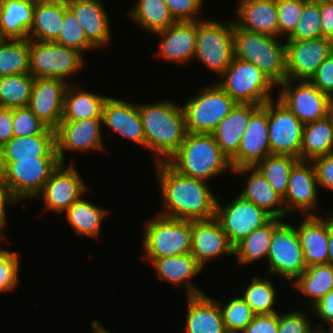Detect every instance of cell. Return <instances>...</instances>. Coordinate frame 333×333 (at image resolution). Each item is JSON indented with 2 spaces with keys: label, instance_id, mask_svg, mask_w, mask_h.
Returning a JSON list of instances; mask_svg holds the SVG:
<instances>
[{
  "label": "cell",
  "instance_id": "cell-47",
  "mask_svg": "<svg viewBox=\"0 0 333 333\" xmlns=\"http://www.w3.org/2000/svg\"><path fill=\"white\" fill-rule=\"evenodd\" d=\"M13 135L24 137L41 133H55L54 129L44 124L30 109L26 107L13 108Z\"/></svg>",
  "mask_w": 333,
  "mask_h": 333
},
{
  "label": "cell",
  "instance_id": "cell-41",
  "mask_svg": "<svg viewBox=\"0 0 333 333\" xmlns=\"http://www.w3.org/2000/svg\"><path fill=\"white\" fill-rule=\"evenodd\" d=\"M299 159L289 155L270 154L255 167L265 177L270 186L285 197L290 172Z\"/></svg>",
  "mask_w": 333,
  "mask_h": 333
},
{
  "label": "cell",
  "instance_id": "cell-16",
  "mask_svg": "<svg viewBox=\"0 0 333 333\" xmlns=\"http://www.w3.org/2000/svg\"><path fill=\"white\" fill-rule=\"evenodd\" d=\"M60 163L52 172L41 192L35 197L43 199L45 209L58 214L65 212L74 202L83 197L87 189L84 179L74 165Z\"/></svg>",
  "mask_w": 333,
  "mask_h": 333
},
{
  "label": "cell",
  "instance_id": "cell-61",
  "mask_svg": "<svg viewBox=\"0 0 333 333\" xmlns=\"http://www.w3.org/2000/svg\"><path fill=\"white\" fill-rule=\"evenodd\" d=\"M91 325L94 329V333H111L110 331H107L106 328H103V326L97 320H93Z\"/></svg>",
  "mask_w": 333,
  "mask_h": 333
},
{
  "label": "cell",
  "instance_id": "cell-19",
  "mask_svg": "<svg viewBox=\"0 0 333 333\" xmlns=\"http://www.w3.org/2000/svg\"><path fill=\"white\" fill-rule=\"evenodd\" d=\"M318 182L316 172L311 161L299 160L292 168L288 187L283 198L286 215L295 210L306 216L317 215L311 213L318 205ZM309 213V214H308Z\"/></svg>",
  "mask_w": 333,
  "mask_h": 333
},
{
  "label": "cell",
  "instance_id": "cell-37",
  "mask_svg": "<svg viewBox=\"0 0 333 333\" xmlns=\"http://www.w3.org/2000/svg\"><path fill=\"white\" fill-rule=\"evenodd\" d=\"M280 218L272 217L266 224L255 229L250 235L234 247V256L239 264H249L262 260L269 252L273 230L282 222Z\"/></svg>",
  "mask_w": 333,
  "mask_h": 333
},
{
  "label": "cell",
  "instance_id": "cell-51",
  "mask_svg": "<svg viewBox=\"0 0 333 333\" xmlns=\"http://www.w3.org/2000/svg\"><path fill=\"white\" fill-rule=\"evenodd\" d=\"M312 327L308 316L299 309L279 314L278 333H309Z\"/></svg>",
  "mask_w": 333,
  "mask_h": 333
},
{
  "label": "cell",
  "instance_id": "cell-7",
  "mask_svg": "<svg viewBox=\"0 0 333 333\" xmlns=\"http://www.w3.org/2000/svg\"><path fill=\"white\" fill-rule=\"evenodd\" d=\"M236 104L217 83L203 87L199 94L182 105L187 132L212 134Z\"/></svg>",
  "mask_w": 333,
  "mask_h": 333
},
{
  "label": "cell",
  "instance_id": "cell-43",
  "mask_svg": "<svg viewBox=\"0 0 333 333\" xmlns=\"http://www.w3.org/2000/svg\"><path fill=\"white\" fill-rule=\"evenodd\" d=\"M275 288L267 277L254 276L241 297L248 303L256 315L276 313Z\"/></svg>",
  "mask_w": 333,
  "mask_h": 333
},
{
  "label": "cell",
  "instance_id": "cell-26",
  "mask_svg": "<svg viewBox=\"0 0 333 333\" xmlns=\"http://www.w3.org/2000/svg\"><path fill=\"white\" fill-rule=\"evenodd\" d=\"M184 333H228L219 301L208 294L188 296Z\"/></svg>",
  "mask_w": 333,
  "mask_h": 333
},
{
  "label": "cell",
  "instance_id": "cell-42",
  "mask_svg": "<svg viewBox=\"0 0 333 333\" xmlns=\"http://www.w3.org/2000/svg\"><path fill=\"white\" fill-rule=\"evenodd\" d=\"M35 78L30 73L0 77V107H26Z\"/></svg>",
  "mask_w": 333,
  "mask_h": 333
},
{
  "label": "cell",
  "instance_id": "cell-21",
  "mask_svg": "<svg viewBox=\"0 0 333 333\" xmlns=\"http://www.w3.org/2000/svg\"><path fill=\"white\" fill-rule=\"evenodd\" d=\"M198 263L205 267L206 262L222 254L234 255V247L216 218L191 221V252Z\"/></svg>",
  "mask_w": 333,
  "mask_h": 333
},
{
  "label": "cell",
  "instance_id": "cell-48",
  "mask_svg": "<svg viewBox=\"0 0 333 333\" xmlns=\"http://www.w3.org/2000/svg\"><path fill=\"white\" fill-rule=\"evenodd\" d=\"M279 37L288 39L295 31L304 8V0H276Z\"/></svg>",
  "mask_w": 333,
  "mask_h": 333
},
{
  "label": "cell",
  "instance_id": "cell-1",
  "mask_svg": "<svg viewBox=\"0 0 333 333\" xmlns=\"http://www.w3.org/2000/svg\"><path fill=\"white\" fill-rule=\"evenodd\" d=\"M156 165L165 210L159 215L190 221L215 218L217 199L207 181L181 174L167 161Z\"/></svg>",
  "mask_w": 333,
  "mask_h": 333
},
{
  "label": "cell",
  "instance_id": "cell-12",
  "mask_svg": "<svg viewBox=\"0 0 333 333\" xmlns=\"http://www.w3.org/2000/svg\"><path fill=\"white\" fill-rule=\"evenodd\" d=\"M215 218L220 222L231 245L235 247L255 229L266 224L272 216L239 194L223 206L217 199Z\"/></svg>",
  "mask_w": 333,
  "mask_h": 333
},
{
  "label": "cell",
  "instance_id": "cell-40",
  "mask_svg": "<svg viewBox=\"0 0 333 333\" xmlns=\"http://www.w3.org/2000/svg\"><path fill=\"white\" fill-rule=\"evenodd\" d=\"M29 73V39H0V77Z\"/></svg>",
  "mask_w": 333,
  "mask_h": 333
},
{
  "label": "cell",
  "instance_id": "cell-6",
  "mask_svg": "<svg viewBox=\"0 0 333 333\" xmlns=\"http://www.w3.org/2000/svg\"><path fill=\"white\" fill-rule=\"evenodd\" d=\"M143 247L147 259H161L191 252V221L157 214L146 222Z\"/></svg>",
  "mask_w": 333,
  "mask_h": 333
},
{
  "label": "cell",
  "instance_id": "cell-57",
  "mask_svg": "<svg viewBox=\"0 0 333 333\" xmlns=\"http://www.w3.org/2000/svg\"><path fill=\"white\" fill-rule=\"evenodd\" d=\"M12 123L13 108L0 107V148L14 136Z\"/></svg>",
  "mask_w": 333,
  "mask_h": 333
},
{
  "label": "cell",
  "instance_id": "cell-9",
  "mask_svg": "<svg viewBox=\"0 0 333 333\" xmlns=\"http://www.w3.org/2000/svg\"><path fill=\"white\" fill-rule=\"evenodd\" d=\"M195 47L194 58L220 77L234 58L233 21L197 20Z\"/></svg>",
  "mask_w": 333,
  "mask_h": 333
},
{
  "label": "cell",
  "instance_id": "cell-17",
  "mask_svg": "<svg viewBox=\"0 0 333 333\" xmlns=\"http://www.w3.org/2000/svg\"><path fill=\"white\" fill-rule=\"evenodd\" d=\"M287 79L310 80L320 64L333 52V40L321 37L286 40Z\"/></svg>",
  "mask_w": 333,
  "mask_h": 333
},
{
  "label": "cell",
  "instance_id": "cell-25",
  "mask_svg": "<svg viewBox=\"0 0 333 333\" xmlns=\"http://www.w3.org/2000/svg\"><path fill=\"white\" fill-rule=\"evenodd\" d=\"M87 39L96 47H104L111 40L108 15L99 0H66Z\"/></svg>",
  "mask_w": 333,
  "mask_h": 333
},
{
  "label": "cell",
  "instance_id": "cell-27",
  "mask_svg": "<svg viewBox=\"0 0 333 333\" xmlns=\"http://www.w3.org/2000/svg\"><path fill=\"white\" fill-rule=\"evenodd\" d=\"M323 218L317 215H308L301 221L299 227H296L307 267L327 264L328 214Z\"/></svg>",
  "mask_w": 333,
  "mask_h": 333
},
{
  "label": "cell",
  "instance_id": "cell-30",
  "mask_svg": "<svg viewBox=\"0 0 333 333\" xmlns=\"http://www.w3.org/2000/svg\"><path fill=\"white\" fill-rule=\"evenodd\" d=\"M232 171L238 174L250 171L247 186L240 192L242 197L264 209L272 217L282 219L286 216L283 198L270 186L256 167H241Z\"/></svg>",
  "mask_w": 333,
  "mask_h": 333
},
{
  "label": "cell",
  "instance_id": "cell-31",
  "mask_svg": "<svg viewBox=\"0 0 333 333\" xmlns=\"http://www.w3.org/2000/svg\"><path fill=\"white\" fill-rule=\"evenodd\" d=\"M36 0H0V39H28Z\"/></svg>",
  "mask_w": 333,
  "mask_h": 333
},
{
  "label": "cell",
  "instance_id": "cell-52",
  "mask_svg": "<svg viewBox=\"0 0 333 333\" xmlns=\"http://www.w3.org/2000/svg\"><path fill=\"white\" fill-rule=\"evenodd\" d=\"M310 81L325 94L333 91V52L320 64Z\"/></svg>",
  "mask_w": 333,
  "mask_h": 333
},
{
  "label": "cell",
  "instance_id": "cell-2",
  "mask_svg": "<svg viewBox=\"0 0 333 333\" xmlns=\"http://www.w3.org/2000/svg\"><path fill=\"white\" fill-rule=\"evenodd\" d=\"M146 147L154 151L155 162H165L180 148L187 134L183 107L171 101L138 104Z\"/></svg>",
  "mask_w": 333,
  "mask_h": 333
},
{
  "label": "cell",
  "instance_id": "cell-36",
  "mask_svg": "<svg viewBox=\"0 0 333 333\" xmlns=\"http://www.w3.org/2000/svg\"><path fill=\"white\" fill-rule=\"evenodd\" d=\"M64 213L67 223L74 229L76 235L98 238L101 233V223L109 211L81 197Z\"/></svg>",
  "mask_w": 333,
  "mask_h": 333
},
{
  "label": "cell",
  "instance_id": "cell-54",
  "mask_svg": "<svg viewBox=\"0 0 333 333\" xmlns=\"http://www.w3.org/2000/svg\"><path fill=\"white\" fill-rule=\"evenodd\" d=\"M279 313L255 315L241 333H278Z\"/></svg>",
  "mask_w": 333,
  "mask_h": 333
},
{
  "label": "cell",
  "instance_id": "cell-53",
  "mask_svg": "<svg viewBox=\"0 0 333 333\" xmlns=\"http://www.w3.org/2000/svg\"><path fill=\"white\" fill-rule=\"evenodd\" d=\"M311 162L315 168L318 186L333 190V154L317 157Z\"/></svg>",
  "mask_w": 333,
  "mask_h": 333
},
{
  "label": "cell",
  "instance_id": "cell-22",
  "mask_svg": "<svg viewBox=\"0 0 333 333\" xmlns=\"http://www.w3.org/2000/svg\"><path fill=\"white\" fill-rule=\"evenodd\" d=\"M102 123L125 139L146 147V139L137 104L108 97L102 109Z\"/></svg>",
  "mask_w": 333,
  "mask_h": 333
},
{
  "label": "cell",
  "instance_id": "cell-33",
  "mask_svg": "<svg viewBox=\"0 0 333 333\" xmlns=\"http://www.w3.org/2000/svg\"><path fill=\"white\" fill-rule=\"evenodd\" d=\"M65 0H36L28 39L54 42L62 28Z\"/></svg>",
  "mask_w": 333,
  "mask_h": 333
},
{
  "label": "cell",
  "instance_id": "cell-39",
  "mask_svg": "<svg viewBox=\"0 0 333 333\" xmlns=\"http://www.w3.org/2000/svg\"><path fill=\"white\" fill-rule=\"evenodd\" d=\"M292 284L306 296L310 305H315L330 290H333V266L330 264L312 265L298 276Z\"/></svg>",
  "mask_w": 333,
  "mask_h": 333
},
{
  "label": "cell",
  "instance_id": "cell-60",
  "mask_svg": "<svg viewBox=\"0 0 333 333\" xmlns=\"http://www.w3.org/2000/svg\"><path fill=\"white\" fill-rule=\"evenodd\" d=\"M327 96V112L329 117H333V91L328 92Z\"/></svg>",
  "mask_w": 333,
  "mask_h": 333
},
{
  "label": "cell",
  "instance_id": "cell-10",
  "mask_svg": "<svg viewBox=\"0 0 333 333\" xmlns=\"http://www.w3.org/2000/svg\"><path fill=\"white\" fill-rule=\"evenodd\" d=\"M83 54L56 42L29 39V73L34 78H66L79 71Z\"/></svg>",
  "mask_w": 333,
  "mask_h": 333
},
{
  "label": "cell",
  "instance_id": "cell-13",
  "mask_svg": "<svg viewBox=\"0 0 333 333\" xmlns=\"http://www.w3.org/2000/svg\"><path fill=\"white\" fill-rule=\"evenodd\" d=\"M268 127L271 154L300 160L304 124L279 99L268 101Z\"/></svg>",
  "mask_w": 333,
  "mask_h": 333
},
{
  "label": "cell",
  "instance_id": "cell-59",
  "mask_svg": "<svg viewBox=\"0 0 333 333\" xmlns=\"http://www.w3.org/2000/svg\"><path fill=\"white\" fill-rule=\"evenodd\" d=\"M327 264L333 266V211L328 213V260Z\"/></svg>",
  "mask_w": 333,
  "mask_h": 333
},
{
  "label": "cell",
  "instance_id": "cell-62",
  "mask_svg": "<svg viewBox=\"0 0 333 333\" xmlns=\"http://www.w3.org/2000/svg\"><path fill=\"white\" fill-rule=\"evenodd\" d=\"M317 325L316 329H314L315 327H312L309 333H333V327L327 332V330L323 329L324 326L322 324L319 323Z\"/></svg>",
  "mask_w": 333,
  "mask_h": 333
},
{
  "label": "cell",
  "instance_id": "cell-28",
  "mask_svg": "<svg viewBox=\"0 0 333 333\" xmlns=\"http://www.w3.org/2000/svg\"><path fill=\"white\" fill-rule=\"evenodd\" d=\"M147 260L155 267L160 279L176 286L184 284L187 288V297L204 294L190 281L203 269L191 253Z\"/></svg>",
  "mask_w": 333,
  "mask_h": 333
},
{
  "label": "cell",
  "instance_id": "cell-38",
  "mask_svg": "<svg viewBox=\"0 0 333 333\" xmlns=\"http://www.w3.org/2000/svg\"><path fill=\"white\" fill-rule=\"evenodd\" d=\"M127 13L144 30L152 33L166 29L176 22L165 0H138Z\"/></svg>",
  "mask_w": 333,
  "mask_h": 333
},
{
  "label": "cell",
  "instance_id": "cell-45",
  "mask_svg": "<svg viewBox=\"0 0 333 333\" xmlns=\"http://www.w3.org/2000/svg\"><path fill=\"white\" fill-rule=\"evenodd\" d=\"M228 301L226 305H222L219 301L226 331L228 333H241L256 314L241 296L233 297Z\"/></svg>",
  "mask_w": 333,
  "mask_h": 333
},
{
  "label": "cell",
  "instance_id": "cell-50",
  "mask_svg": "<svg viewBox=\"0 0 333 333\" xmlns=\"http://www.w3.org/2000/svg\"><path fill=\"white\" fill-rule=\"evenodd\" d=\"M165 2L176 21L203 20L197 17L202 10L203 0H165Z\"/></svg>",
  "mask_w": 333,
  "mask_h": 333
},
{
  "label": "cell",
  "instance_id": "cell-49",
  "mask_svg": "<svg viewBox=\"0 0 333 333\" xmlns=\"http://www.w3.org/2000/svg\"><path fill=\"white\" fill-rule=\"evenodd\" d=\"M15 252L0 248V292L12 291L19 281V258Z\"/></svg>",
  "mask_w": 333,
  "mask_h": 333
},
{
  "label": "cell",
  "instance_id": "cell-58",
  "mask_svg": "<svg viewBox=\"0 0 333 333\" xmlns=\"http://www.w3.org/2000/svg\"><path fill=\"white\" fill-rule=\"evenodd\" d=\"M18 201L12 194V192L0 182V241L6 236L2 234V230L5 227L6 222V207L10 204H16Z\"/></svg>",
  "mask_w": 333,
  "mask_h": 333
},
{
  "label": "cell",
  "instance_id": "cell-23",
  "mask_svg": "<svg viewBox=\"0 0 333 333\" xmlns=\"http://www.w3.org/2000/svg\"><path fill=\"white\" fill-rule=\"evenodd\" d=\"M155 34L162 37L156 54L158 57L182 64L194 59L197 21H176Z\"/></svg>",
  "mask_w": 333,
  "mask_h": 333
},
{
  "label": "cell",
  "instance_id": "cell-11",
  "mask_svg": "<svg viewBox=\"0 0 333 333\" xmlns=\"http://www.w3.org/2000/svg\"><path fill=\"white\" fill-rule=\"evenodd\" d=\"M268 274L294 281L307 268L296 227L283 221L273 230L269 252Z\"/></svg>",
  "mask_w": 333,
  "mask_h": 333
},
{
  "label": "cell",
  "instance_id": "cell-34",
  "mask_svg": "<svg viewBox=\"0 0 333 333\" xmlns=\"http://www.w3.org/2000/svg\"><path fill=\"white\" fill-rule=\"evenodd\" d=\"M68 83L61 121L102 118L103 105L108 97L83 91L79 87L77 88L76 84L73 86L70 82Z\"/></svg>",
  "mask_w": 333,
  "mask_h": 333
},
{
  "label": "cell",
  "instance_id": "cell-24",
  "mask_svg": "<svg viewBox=\"0 0 333 333\" xmlns=\"http://www.w3.org/2000/svg\"><path fill=\"white\" fill-rule=\"evenodd\" d=\"M236 27L259 34L279 36L276 0H238Z\"/></svg>",
  "mask_w": 333,
  "mask_h": 333
},
{
  "label": "cell",
  "instance_id": "cell-15",
  "mask_svg": "<svg viewBox=\"0 0 333 333\" xmlns=\"http://www.w3.org/2000/svg\"><path fill=\"white\" fill-rule=\"evenodd\" d=\"M268 127V101L250 115L237 153L230 159L232 170L255 167L271 154Z\"/></svg>",
  "mask_w": 333,
  "mask_h": 333
},
{
  "label": "cell",
  "instance_id": "cell-20",
  "mask_svg": "<svg viewBox=\"0 0 333 333\" xmlns=\"http://www.w3.org/2000/svg\"><path fill=\"white\" fill-rule=\"evenodd\" d=\"M69 84L55 78H35L28 107L49 128L61 122L63 102Z\"/></svg>",
  "mask_w": 333,
  "mask_h": 333
},
{
  "label": "cell",
  "instance_id": "cell-35",
  "mask_svg": "<svg viewBox=\"0 0 333 333\" xmlns=\"http://www.w3.org/2000/svg\"><path fill=\"white\" fill-rule=\"evenodd\" d=\"M333 154V120L327 116L303 127L300 160Z\"/></svg>",
  "mask_w": 333,
  "mask_h": 333
},
{
  "label": "cell",
  "instance_id": "cell-5",
  "mask_svg": "<svg viewBox=\"0 0 333 333\" xmlns=\"http://www.w3.org/2000/svg\"><path fill=\"white\" fill-rule=\"evenodd\" d=\"M59 164V157L0 161V182L18 201L35 198Z\"/></svg>",
  "mask_w": 333,
  "mask_h": 333
},
{
  "label": "cell",
  "instance_id": "cell-18",
  "mask_svg": "<svg viewBox=\"0 0 333 333\" xmlns=\"http://www.w3.org/2000/svg\"><path fill=\"white\" fill-rule=\"evenodd\" d=\"M102 124V118L61 121L55 129L56 151L60 163L66 161V150L83 152L103 149Z\"/></svg>",
  "mask_w": 333,
  "mask_h": 333
},
{
  "label": "cell",
  "instance_id": "cell-8",
  "mask_svg": "<svg viewBox=\"0 0 333 333\" xmlns=\"http://www.w3.org/2000/svg\"><path fill=\"white\" fill-rule=\"evenodd\" d=\"M219 78L217 84L237 103L263 105L273 99L276 85L252 63L234 57Z\"/></svg>",
  "mask_w": 333,
  "mask_h": 333
},
{
  "label": "cell",
  "instance_id": "cell-46",
  "mask_svg": "<svg viewBox=\"0 0 333 333\" xmlns=\"http://www.w3.org/2000/svg\"><path fill=\"white\" fill-rule=\"evenodd\" d=\"M322 37L319 0H304L301 18L293 34L286 40H308Z\"/></svg>",
  "mask_w": 333,
  "mask_h": 333
},
{
  "label": "cell",
  "instance_id": "cell-29",
  "mask_svg": "<svg viewBox=\"0 0 333 333\" xmlns=\"http://www.w3.org/2000/svg\"><path fill=\"white\" fill-rule=\"evenodd\" d=\"M259 105L237 103L232 111L217 125L212 135L220 150L231 159L238 151L251 113Z\"/></svg>",
  "mask_w": 333,
  "mask_h": 333
},
{
  "label": "cell",
  "instance_id": "cell-56",
  "mask_svg": "<svg viewBox=\"0 0 333 333\" xmlns=\"http://www.w3.org/2000/svg\"><path fill=\"white\" fill-rule=\"evenodd\" d=\"M322 37L333 40V0H319Z\"/></svg>",
  "mask_w": 333,
  "mask_h": 333
},
{
  "label": "cell",
  "instance_id": "cell-14",
  "mask_svg": "<svg viewBox=\"0 0 333 333\" xmlns=\"http://www.w3.org/2000/svg\"><path fill=\"white\" fill-rule=\"evenodd\" d=\"M287 79L279 85V99L305 125L328 116L327 96L310 80Z\"/></svg>",
  "mask_w": 333,
  "mask_h": 333
},
{
  "label": "cell",
  "instance_id": "cell-44",
  "mask_svg": "<svg viewBox=\"0 0 333 333\" xmlns=\"http://www.w3.org/2000/svg\"><path fill=\"white\" fill-rule=\"evenodd\" d=\"M54 42L77 50L82 54L85 52L84 50L96 49L87 39L84 29L77 21L73 11L67 6L66 0L62 28L58 38Z\"/></svg>",
  "mask_w": 333,
  "mask_h": 333
},
{
  "label": "cell",
  "instance_id": "cell-4",
  "mask_svg": "<svg viewBox=\"0 0 333 333\" xmlns=\"http://www.w3.org/2000/svg\"><path fill=\"white\" fill-rule=\"evenodd\" d=\"M278 37L246 31L233 23L234 57L254 64L275 85L287 80L286 44Z\"/></svg>",
  "mask_w": 333,
  "mask_h": 333
},
{
  "label": "cell",
  "instance_id": "cell-32",
  "mask_svg": "<svg viewBox=\"0 0 333 333\" xmlns=\"http://www.w3.org/2000/svg\"><path fill=\"white\" fill-rule=\"evenodd\" d=\"M35 157H58L55 133L13 136L0 148V161H17V159H35Z\"/></svg>",
  "mask_w": 333,
  "mask_h": 333
},
{
  "label": "cell",
  "instance_id": "cell-3",
  "mask_svg": "<svg viewBox=\"0 0 333 333\" xmlns=\"http://www.w3.org/2000/svg\"><path fill=\"white\" fill-rule=\"evenodd\" d=\"M167 162L181 174L205 181L228 168L232 170L230 159L220 150L212 134L187 132L179 150Z\"/></svg>",
  "mask_w": 333,
  "mask_h": 333
},
{
  "label": "cell",
  "instance_id": "cell-55",
  "mask_svg": "<svg viewBox=\"0 0 333 333\" xmlns=\"http://www.w3.org/2000/svg\"><path fill=\"white\" fill-rule=\"evenodd\" d=\"M313 315L333 327V290H330L315 305L311 307Z\"/></svg>",
  "mask_w": 333,
  "mask_h": 333
}]
</instances>
